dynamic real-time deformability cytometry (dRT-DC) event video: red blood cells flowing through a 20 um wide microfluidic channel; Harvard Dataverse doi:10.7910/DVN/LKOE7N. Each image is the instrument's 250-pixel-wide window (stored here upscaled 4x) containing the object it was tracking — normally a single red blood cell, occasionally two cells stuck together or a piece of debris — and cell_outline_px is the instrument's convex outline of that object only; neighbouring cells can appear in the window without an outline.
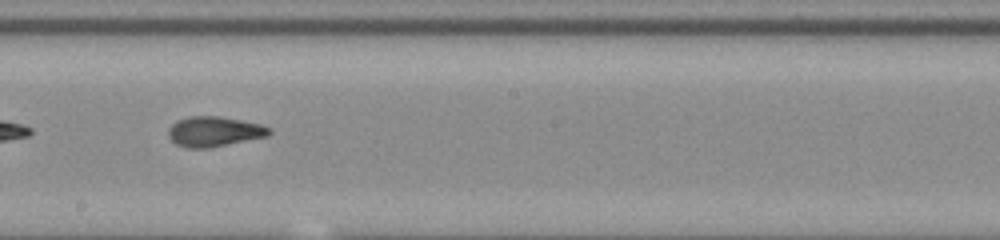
{"species": "common noctule bat (a hibernating species)", "species_latin": "Nyctalus noctula", "temperature_condition": "room temperature", "stored_images_in_passage": 30, "camera_frame_rate_fps": 3000, "um_per_image_px": 0.085, "animal": {"sex": "male", "body_mass_g": 20.0, "forearm_length_mm": 53.3}, "frame": {"image": 1, "passage_image": 13, "time_ms": 4.0, "image_size_px": [1000, 240], "cell_outline_px": [[272, 132], [268, 136], [208, 148], [188, 148], [176, 144], [168, 136], [168, 128], [176, 120], [188, 116], [220, 116], [260, 124], [272, 128]], "centroid_in_image_um": [18.2, 11.17], "position_along_channel_um": 230.0, "area_um2": 17.74}}
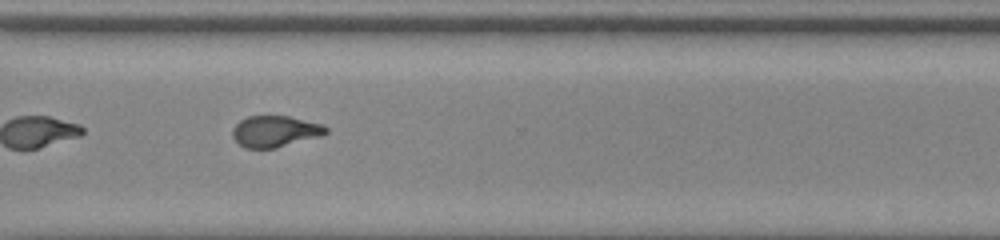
{"frame": {"image": 2, "passage_image": 22, "time_ms": 7.0, "image_size_px": [1000, 240], "cell_outline_px": [[328, 132], [320, 136], [276, 148], [244, 148], [232, 136], [232, 128], [240, 120], [248, 116], [288, 116], [324, 124], [328, 128]], "centroid_in_image_um": [23.39, 11.16], "position_along_channel_um": 347.2, "area_um2": 17.05}, "authors_computed_cell_mechanics": {"area_um2": 17.5712, "velocity_mm_per_s": 3.9092, "shape_relaxation_time_tau1_ms": 5.583, "shape_relaxation_time_tau2_ms": 1.4497, "deformation_change_tau1": 0.1546, "deformation_change_tau2": 0.0826}}